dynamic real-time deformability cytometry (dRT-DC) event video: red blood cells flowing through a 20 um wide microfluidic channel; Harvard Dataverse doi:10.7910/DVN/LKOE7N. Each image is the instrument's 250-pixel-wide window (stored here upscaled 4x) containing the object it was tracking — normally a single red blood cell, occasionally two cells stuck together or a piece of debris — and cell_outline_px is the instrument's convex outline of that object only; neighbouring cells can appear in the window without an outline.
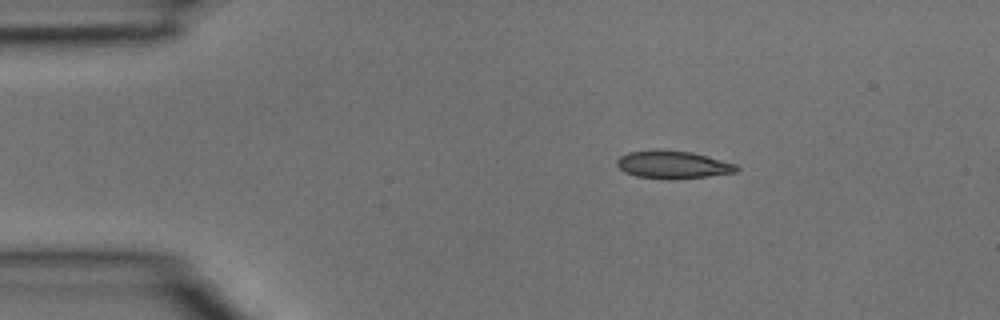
{"species": "common noctule bat (a hibernating species)", "species_latin": "Nyctalus noctula", "temperature_condition": "room temperature", "stored_images_in_passage": 2, "camera_frame_rate_fps": 3000, "um_per_image_px": 0.085, "animal": {"sex": "male", "body_mass_g": 15.6}, "frame": {"image": 1, "passage_image": 1, "time_ms": 0.0, "image_size_px": [1000, 320], "cell_outline_px": [[740, 168], [736, 172], [708, 176], [672, 180], [636, 176], [624, 172], [616, 164], [616, 160], [620, 156], [628, 152], [692, 152], [708, 156], [736, 164]], "centroid_in_image_um": [57.23, 14.04], "position_along_channel_um": 27.8, "area_um2": 18.79}}